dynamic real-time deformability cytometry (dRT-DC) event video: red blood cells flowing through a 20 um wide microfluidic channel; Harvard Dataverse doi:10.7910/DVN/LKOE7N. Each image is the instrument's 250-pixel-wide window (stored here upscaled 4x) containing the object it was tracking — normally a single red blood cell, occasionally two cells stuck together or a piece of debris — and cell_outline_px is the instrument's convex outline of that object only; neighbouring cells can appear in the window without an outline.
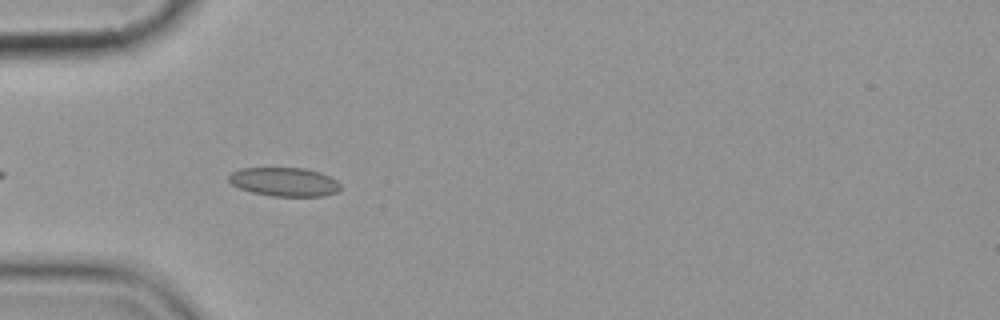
{"species": "common noctule bat (a hibernating species)", "species_latin": "Nyctalus noctula", "temperature_condition": "cold", "stored_images_in_passage": 7, "camera_frame_rate_fps": 3000, "um_per_image_px": 0.085, "animal": {"sex": "female", "body_mass_g": 19.9}, "frame": {"image": 1, "passage_image": 5, "time_ms": 5.333, "image_size_px": [1000, 320], "cell_outline_px": [[340, 188], [336, 192], [324, 196], [272, 196], [252, 192], [240, 188], [232, 184], [228, 180], [228, 176], [232, 172], [240, 168], [304, 168], [320, 172], [336, 180], [340, 184]], "centroid_in_image_um": [24.16, 15.45], "position_along_channel_um": 60.8, "area_um2": 18.67}}
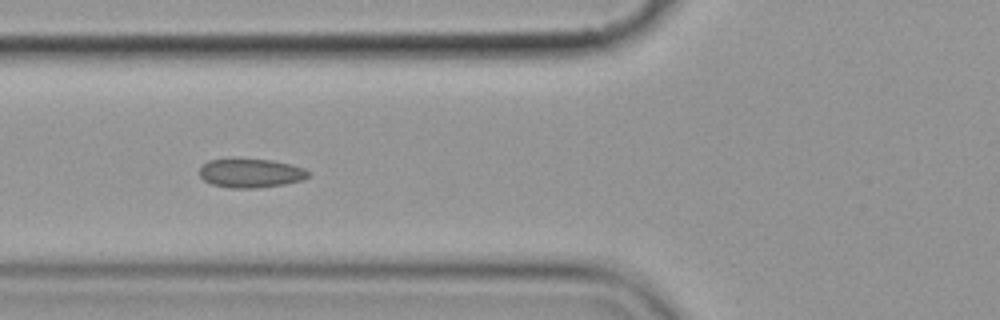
{"frame": {"image": 2, "passage_image": 6, "time_ms": 6.667, "image_size_px": [1000, 320], "cell_outline_px": [[308, 176], [304, 180], [284, 184], [256, 188], [228, 188], [212, 184], [204, 180], [200, 176], [200, 168], [208, 160], [232, 156], [272, 160], [292, 164], [304, 168], [308, 172]], "centroid_in_image_um": [21.28, 14.67], "position_along_channel_um": 104.5, "area_um2": 19.02}}
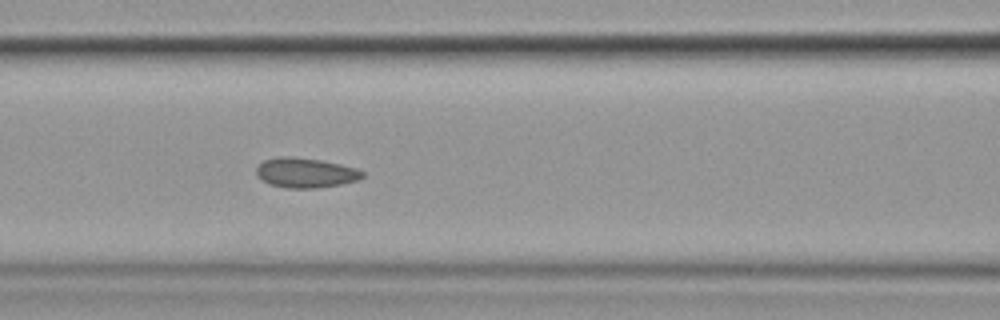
{"frame": {"image": 3, "passage_image": 7, "time_ms": 7.667, "image_size_px": [1000, 320], "cell_outline_px": [[364, 176], [360, 180], [340, 184], [316, 188], [288, 188], [268, 184], [256, 176], [256, 168], [264, 160], [280, 156], [292, 156], [320, 160], [340, 164], [356, 168], [364, 172]], "centroid_in_image_um": [25.96, 14.68], "position_along_channel_um": 140.6, "area_um2": 18.55}}